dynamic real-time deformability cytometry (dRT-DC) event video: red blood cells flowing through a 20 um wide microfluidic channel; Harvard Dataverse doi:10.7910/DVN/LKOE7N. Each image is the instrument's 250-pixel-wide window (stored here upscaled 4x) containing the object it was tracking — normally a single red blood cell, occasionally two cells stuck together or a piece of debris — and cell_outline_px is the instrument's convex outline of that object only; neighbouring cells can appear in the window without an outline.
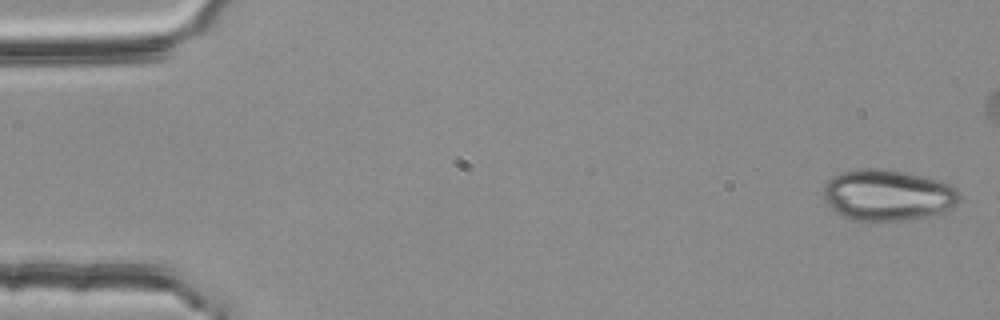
{"species": "common noctule bat (a hibernating species)", "species_latin": "Nyctalus noctula", "temperature_condition": "room temperature", "stored_images_in_passage": 4, "camera_frame_rate_fps": 3000, "um_per_image_px": 0.085, "animal": {"sex": "female", "body_mass_g": 25.1}, "frame": {"image": 1, "passage_image": 1, "time_ms": 0.0, "image_size_px": [1000, 320], "cell_outline_px": [[960, 200], [956, 204], [940, 212], [924, 216], [900, 220], [852, 220], [836, 212], [824, 200], [824, 188], [828, 180], [832, 176], [840, 172], [860, 168], [880, 168], [904, 172], [952, 184], [960, 192]], "centroid_in_image_um": [75.43, 16.56], "position_along_channel_um": 9.6, "area_um2": 40.11}}